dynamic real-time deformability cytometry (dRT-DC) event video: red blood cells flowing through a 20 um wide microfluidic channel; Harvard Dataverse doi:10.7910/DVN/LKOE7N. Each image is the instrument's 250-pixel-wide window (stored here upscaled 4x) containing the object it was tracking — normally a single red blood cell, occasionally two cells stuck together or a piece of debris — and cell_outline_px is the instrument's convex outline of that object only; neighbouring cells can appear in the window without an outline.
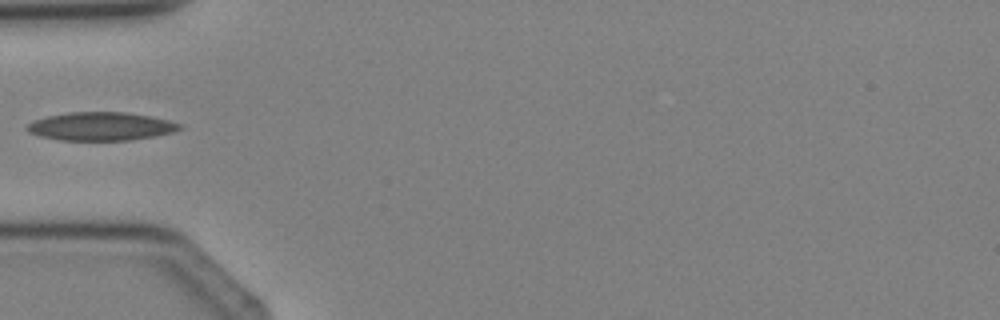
{"species": "Egyptian fruit bat (a non-hibernating species)", "species_latin": "Rousettus aegyptiacus", "temperature_condition": "cold", "stored_images_in_passage": 4, "camera_frame_rate_fps": 3000, "um_per_image_px": 0.085, "animal": {"sex": "female"}, "frame": {"image": 1, "passage_image": 4, "time_ms": 3.667, "image_size_px": [1000, 320], "cell_outline_px": [[184, 128], [172, 132], [156, 136], [132, 140], [60, 140], [40, 136], [28, 132], [24, 128], [32, 120], [48, 116], [68, 112], [124, 112], [148, 116], [168, 120], [184, 124]], "centroid_in_image_um": [8.58, 10.74], "position_along_channel_um": 76.4, "area_um2": 25.32}}